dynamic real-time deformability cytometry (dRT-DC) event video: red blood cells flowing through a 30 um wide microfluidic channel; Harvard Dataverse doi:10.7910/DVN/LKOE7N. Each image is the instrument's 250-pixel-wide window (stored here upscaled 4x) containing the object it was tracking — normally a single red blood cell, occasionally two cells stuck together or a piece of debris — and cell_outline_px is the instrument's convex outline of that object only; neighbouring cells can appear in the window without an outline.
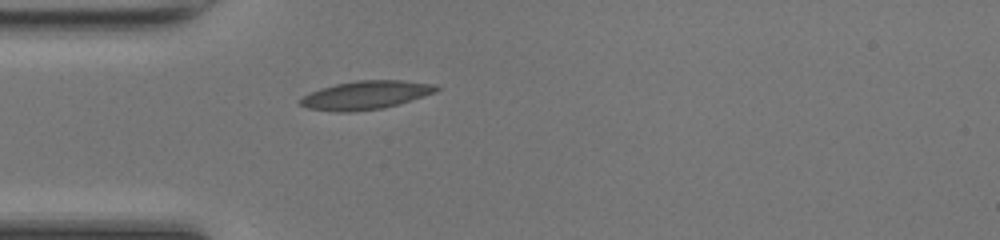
{"species": "common noctule bat (a hibernating species)", "species_latin": "Nyctalus noctula", "temperature_condition": "room temperature", "stored_images_in_passage": 36, "camera_frame_rate_fps": 3000, "um_per_image_px": 0.085, "animal": {"sex": "female", "body_mass_g": 17.0, "forearm_length_mm": 48.0}, "frame": {"image": 1, "passage_image": 1, "time_ms": 0.0, "image_size_px": [1000, 240], "cell_outline_px": [[440, 88], [436, 92], [400, 104], [384, 108], [352, 112], [336, 112], [308, 108], [300, 104], [300, 100], [304, 96], [320, 88], [336, 84], [356, 80], [400, 80], [436, 84]], "centroid_in_image_um": [31.13, 8.08], "position_along_channel_um": 53.9, "area_um2": 22.6}}
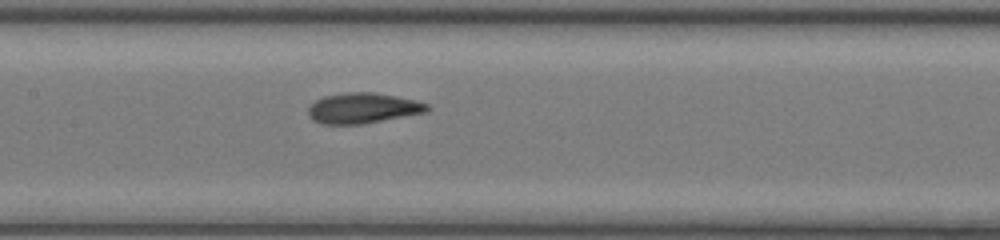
{"frame": {"image": 2, "passage_image": 10, "time_ms": 3.0, "image_size_px": [1000, 240], "cell_outline_px": [[432, 108], [428, 112], [360, 124], [320, 124], [312, 120], [308, 116], [308, 108], [316, 100], [324, 96], [348, 92], [372, 92], [396, 96], [416, 100], [428, 104]], "centroid_in_image_um": [30.85, 9.19], "position_along_channel_um": 176.5, "area_um2": 21.15}}
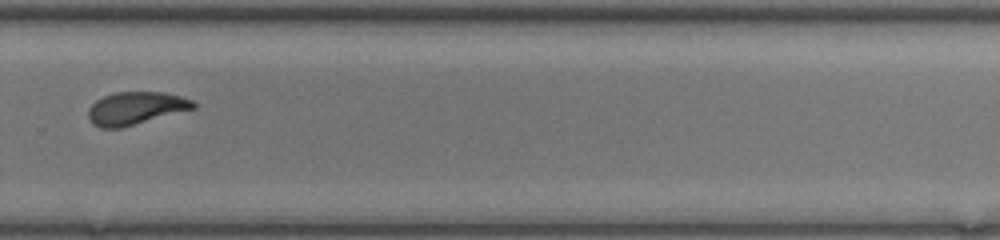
{"frame": {"image": 3, "passage_image": 20, "time_ms": 6.333, "image_size_px": [1000, 240], "cell_outline_px": [[196, 108], [120, 128], [100, 128], [92, 124], [88, 120], [88, 108], [96, 100], [104, 96], [116, 92], [164, 92], [180, 96], [192, 100], [196, 104]], "centroid_in_image_um": [11.51, 9.2], "position_along_channel_um": 318.3, "area_um2": 20.06}, "authors_computed_cell_mechanics": {"area_um2": 20.3167, "velocity_mm_per_s": 4.2651, "shape_relaxation_time_tau1_ms": 5.9556, "shape_relaxation_time_tau2_ms": 1.4665, "deformation_change_tau1": 0.1777, "deformation_change_tau2": 0.064}}